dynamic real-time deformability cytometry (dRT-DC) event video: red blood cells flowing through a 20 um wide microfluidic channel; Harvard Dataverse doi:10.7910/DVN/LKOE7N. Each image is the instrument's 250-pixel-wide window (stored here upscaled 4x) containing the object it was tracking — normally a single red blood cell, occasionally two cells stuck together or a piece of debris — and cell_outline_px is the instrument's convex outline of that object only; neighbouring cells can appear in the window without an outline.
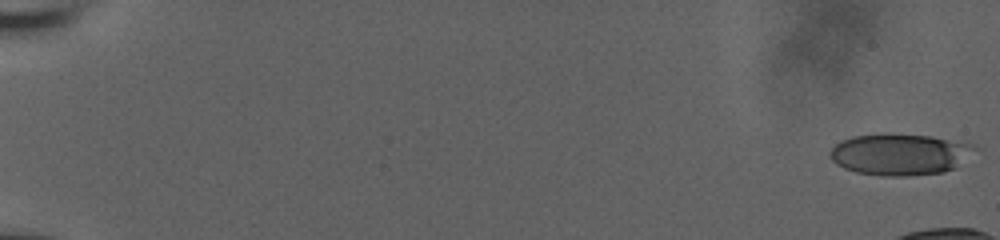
{"species": "human", "species_latin": "Homo sapiens", "temperature_condition": "room temperature", "stored_images_in_passage": 16, "camera_frame_rate_fps": 3000, "um_per_image_px": 0.085, "donor": {"sex": "male"}, "frame": {"image": 1, "passage_image": 1, "time_ms": 0.0, "image_size_px": [1000, 240], "cell_outline_px": [[980, 148], [956, 168], [944, 172], [908, 176], [884, 176], [856, 172], [844, 168], [836, 164], [832, 160], [828, 152], [836, 144], [852, 136], [884, 132], [888, 132], [932, 136], [976, 144]], "centroid_in_image_um": [76.54, 13.1], "position_along_channel_um": 8.5, "area_um2": 35.78}}